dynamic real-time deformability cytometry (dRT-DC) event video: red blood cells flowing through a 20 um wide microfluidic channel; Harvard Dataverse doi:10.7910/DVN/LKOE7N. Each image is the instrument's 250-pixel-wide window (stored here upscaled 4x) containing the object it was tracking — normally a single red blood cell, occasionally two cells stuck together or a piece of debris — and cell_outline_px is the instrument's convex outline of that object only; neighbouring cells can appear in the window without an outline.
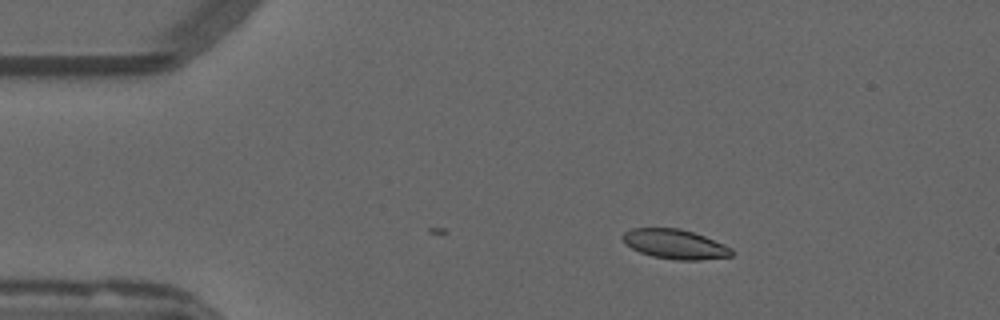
{"species": "common noctule bat (a hibernating species)", "species_latin": "Nyctalus noctula", "temperature_condition": "warm", "stored_images_in_passage": 5, "camera_frame_rate_fps": 3000, "um_per_image_px": 0.085, "animal": {"sex": "male", "forearm_length_mm": 52.5}, "frame": {"image": 1, "passage_image": 5, "time_ms": 1.333, "image_size_px": [1000, 320], "cell_outline_px": [[732, 256], [700, 260], [676, 260], [652, 256], [640, 252], [632, 248], [620, 236], [624, 232], [632, 228], [680, 228], [704, 236], [724, 244], [732, 248]], "centroid_in_image_um": [57.38, 20.75], "position_along_channel_um": 27.6, "area_um2": 18.67}}